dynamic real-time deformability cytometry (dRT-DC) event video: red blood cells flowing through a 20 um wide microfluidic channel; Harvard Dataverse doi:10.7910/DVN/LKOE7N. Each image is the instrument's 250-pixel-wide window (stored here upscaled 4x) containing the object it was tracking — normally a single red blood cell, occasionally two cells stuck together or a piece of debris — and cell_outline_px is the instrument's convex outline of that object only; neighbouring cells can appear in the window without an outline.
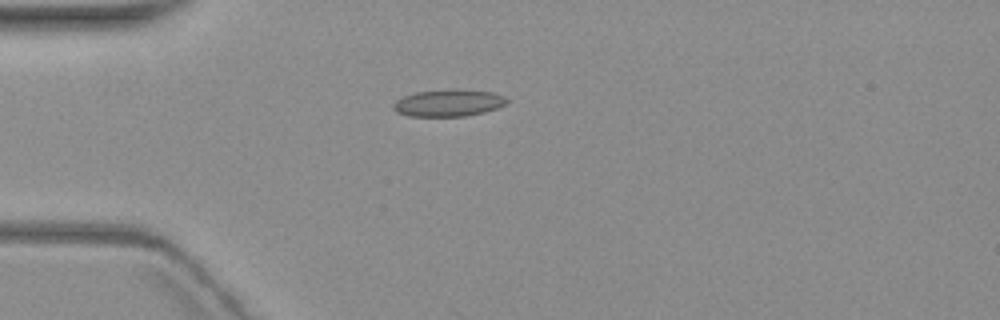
{"species": "common noctule bat (a hibernating species)", "species_latin": "Nyctalus noctula", "temperature_condition": "warm", "stored_images_in_passage": 9, "camera_frame_rate_fps": 3000, "um_per_image_px": 0.085, "animal": {"sex": "female", "body_mass_g": 19.3, "forearm_length_mm": 54.1}, "frame": {"image": 1, "passage_image": 4, "time_ms": 5.0, "image_size_px": [1000, 320], "cell_outline_px": [[508, 104], [484, 112], [464, 116], [408, 116], [396, 112], [392, 108], [392, 104], [396, 100], [404, 96], [416, 92], [448, 88], [452, 88], [492, 92], [504, 96], [508, 100]], "centroid_in_image_um": [38.11, 8.74], "position_along_channel_um": 46.9, "area_um2": 18.09}}
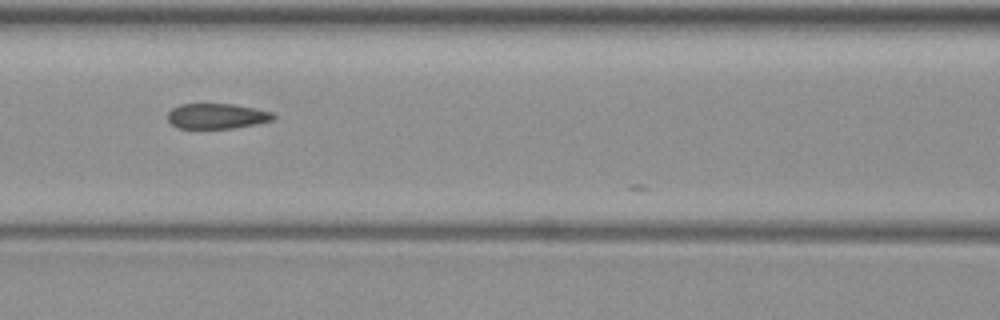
{"frame": {"image": 2, "passage_image": 7, "time_ms": 8.333, "image_size_px": [1000, 320], "cell_outline_px": [[276, 116], [272, 120], [256, 124], [232, 128], [176, 128], [168, 120], [168, 112], [172, 108], [180, 104], [232, 104], [256, 108], [272, 112]], "centroid_in_image_um": [18.43, 9.86], "position_along_channel_um": 148.2, "area_um2": 15.55}}
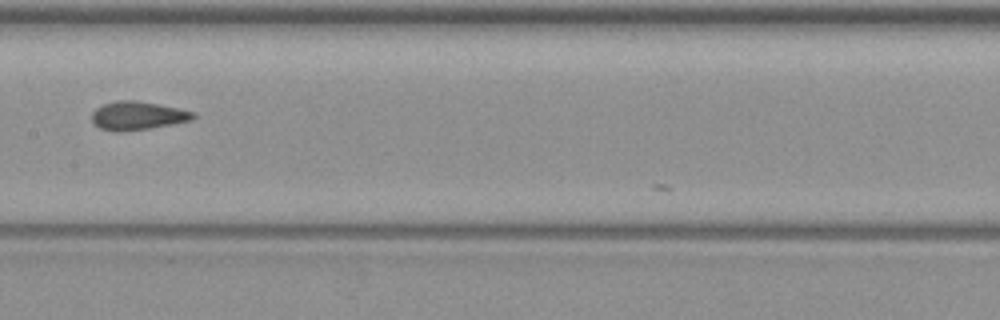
{"frame": {"image": 3, "passage_image": 8, "time_ms": 9.667, "image_size_px": [1000, 320], "cell_outline_px": [[196, 116], [192, 120], [148, 128], [124, 132], [112, 132], [100, 128], [92, 124], [92, 112], [96, 108], [104, 104], [120, 100], [136, 100], [196, 112]], "centroid_in_image_um": [11.65, 9.84], "position_along_channel_um": 195.7, "area_um2": 16.76}}